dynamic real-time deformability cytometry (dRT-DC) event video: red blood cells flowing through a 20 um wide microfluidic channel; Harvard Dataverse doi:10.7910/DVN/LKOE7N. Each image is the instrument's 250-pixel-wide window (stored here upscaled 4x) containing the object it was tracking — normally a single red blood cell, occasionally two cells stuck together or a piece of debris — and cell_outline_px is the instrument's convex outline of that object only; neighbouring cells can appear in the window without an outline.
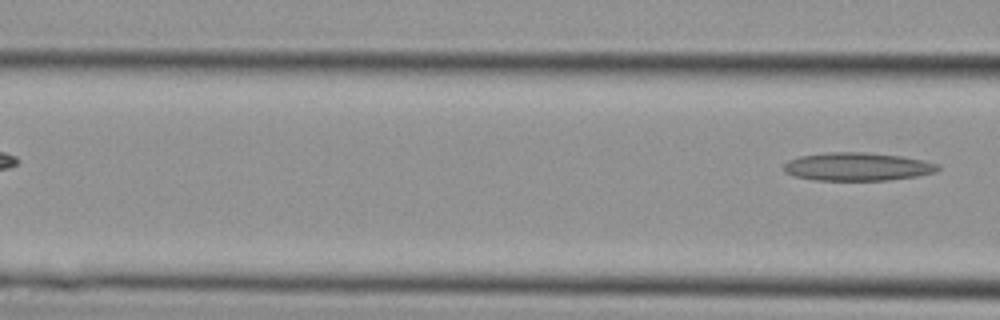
{"species": "Egyptian fruit bat (a non-hibernating species)", "species_latin": "Rousettus aegyptiacus", "temperature_condition": "cold", "stored_images_in_passage": 4, "camera_frame_rate_fps": 3000, "um_per_image_px": 0.085, "animal": {"sex": "female"}, "frame": {"image": 1, "passage_image": 4, "time_ms": 1.0, "image_size_px": [1000, 320], "cell_outline_px": [[940, 168], [936, 172], [916, 176], [888, 180], [812, 180], [796, 176], [784, 172], [784, 164], [788, 160], [800, 156], [828, 152], [864, 152], [900, 156], [940, 164]], "centroid_in_image_um": [72.86, 14.17], "position_along_channel_um": 93.7, "area_um2": 25.2}}